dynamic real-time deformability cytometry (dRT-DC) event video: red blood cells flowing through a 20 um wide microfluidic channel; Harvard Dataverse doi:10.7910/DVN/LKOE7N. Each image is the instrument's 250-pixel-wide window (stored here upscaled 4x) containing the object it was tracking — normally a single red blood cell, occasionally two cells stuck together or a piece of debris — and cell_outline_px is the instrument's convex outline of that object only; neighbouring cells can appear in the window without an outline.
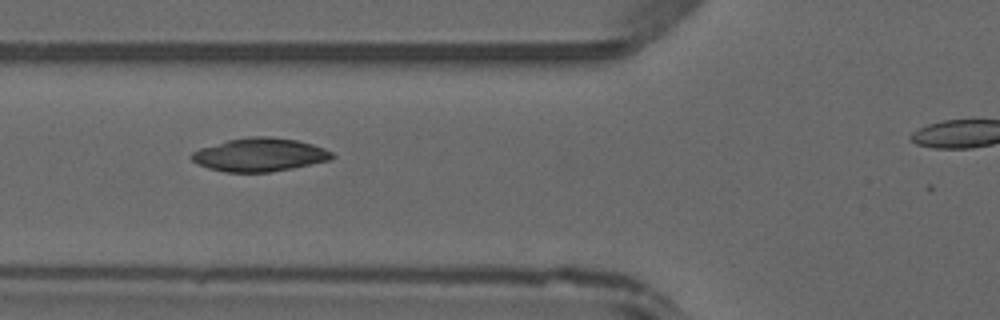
{"species": "common noctule bat (a hibernating species)", "species_latin": "Nyctalus noctula", "temperature_condition": "warm", "stored_images_in_passage": 19, "camera_frame_rate_fps": 3000, "um_per_image_px": 0.085, "animal": {"sex": "male", "forearm_length_mm": 52.5}, "frame": {"image": 1, "passage_image": 3, "time_ms": 0.667, "image_size_px": [1000, 320], "cell_outline_px": [[336, 156], [332, 160], [272, 172], [224, 172], [208, 168], [196, 164], [188, 156], [192, 152], [200, 148], [228, 140], [248, 136], [272, 136], [296, 140], [312, 144], [324, 148], [332, 152]], "centroid_in_image_um": [22.07, 13.15], "position_along_channel_um": 103.7, "area_um2": 27.57}}
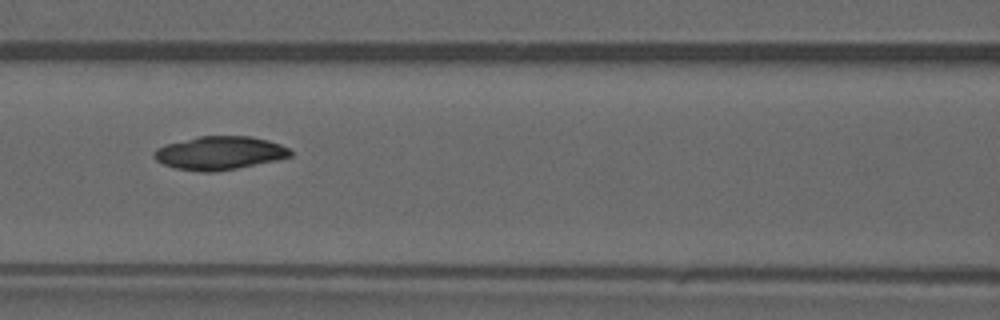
{"frame": {"image": 2, "passage_image": 6, "time_ms": 1.667, "image_size_px": [1000, 320], "cell_outline_px": [[292, 156], [276, 160], [236, 168], [212, 172], [200, 172], [176, 168], [164, 164], [156, 160], [152, 156], [152, 152], [156, 148], [164, 144], [200, 136], [252, 136], [268, 140], [280, 144], [288, 148], [292, 152]], "centroid_in_image_um": [18.63, 13.0], "position_along_channel_um": 148.0, "area_um2": 26.53}}